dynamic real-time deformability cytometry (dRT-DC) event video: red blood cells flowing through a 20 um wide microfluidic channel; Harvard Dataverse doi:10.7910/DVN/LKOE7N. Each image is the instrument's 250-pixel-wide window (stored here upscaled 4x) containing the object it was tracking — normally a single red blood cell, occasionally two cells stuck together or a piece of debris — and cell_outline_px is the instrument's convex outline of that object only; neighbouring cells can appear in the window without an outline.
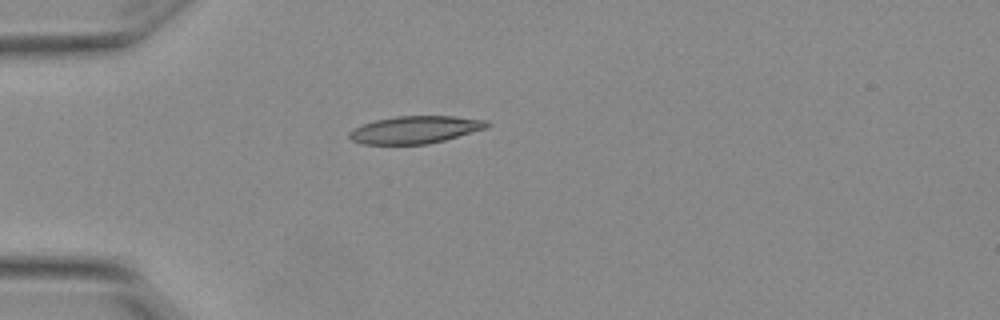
{"species": "Egyptian fruit bat (a non-hibernating species)", "species_latin": "Rousettus aegyptiacus", "temperature_condition": "warm", "stored_images_in_passage": 4, "camera_frame_rate_fps": 3000, "um_per_image_px": 0.085, "animal": {"sex": "female"}, "frame": {"image": 1, "passage_image": 4, "time_ms": 1.0, "image_size_px": [1000, 320], "cell_outline_px": [[488, 128], [444, 140], [428, 144], [364, 144], [352, 140], [348, 136], [348, 132], [352, 128], [376, 120], [396, 116], [452, 116], [488, 120]], "centroid_in_image_um": [35.28, 11.02], "position_along_channel_um": 49.7, "area_um2": 21.96}}